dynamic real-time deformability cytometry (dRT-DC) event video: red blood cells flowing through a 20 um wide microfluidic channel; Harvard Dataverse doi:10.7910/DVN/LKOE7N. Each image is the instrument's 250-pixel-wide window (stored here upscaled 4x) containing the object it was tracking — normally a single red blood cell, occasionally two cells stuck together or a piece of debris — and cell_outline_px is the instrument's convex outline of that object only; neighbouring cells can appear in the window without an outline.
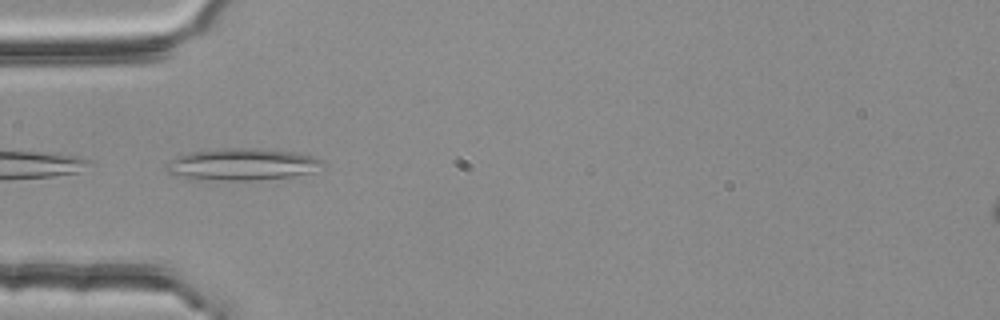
{"species": "common noctule bat (a hibernating species)", "species_latin": "Nyctalus noctula", "temperature_condition": "room temperature", "stored_images_in_passage": 3, "camera_frame_rate_fps": 3000, "um_per_image_px": 0.085, "animal": {"sex": "female", "body_mass_g": 25.1}, "frame": {"image": 1, "passage_image": 3, "time_ms": 0.667, "image_size_px": [1000, 320], "cell_outline_px": [[324, 164], [312, 172], [292, 176], [252, 180], [224, 180], [184, 176], [168, 172], [164, 168], [164, 164], [176, 156], [188, 152], [224, 148], [264, 148], [296, 152], [312, 156], [324, 160]], "centroid_in_image_um": [20.61, 13.94], "position_along_channel_um": 64.4, "area_um2": 28.84}}